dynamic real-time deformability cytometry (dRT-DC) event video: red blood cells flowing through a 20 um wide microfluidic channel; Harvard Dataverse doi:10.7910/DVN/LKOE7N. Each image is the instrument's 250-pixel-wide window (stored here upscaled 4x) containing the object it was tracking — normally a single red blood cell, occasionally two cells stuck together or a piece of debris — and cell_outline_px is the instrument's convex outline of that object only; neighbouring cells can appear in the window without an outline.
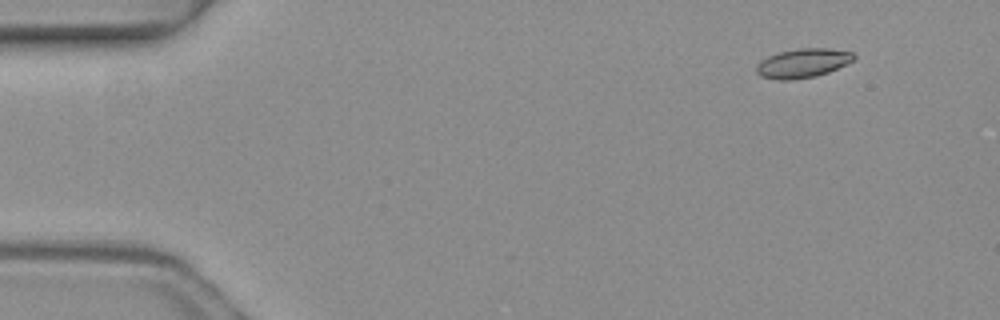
{"species": "common noctule bat (a hibernating species)", "species_latin": "Nyctalus noctula", "temperature_condition": "warm", "stored_images_in_passage": 3, "camera_frame_rate_fps": 3000, "um_per_image_px": 0.085, "animal": {"sex": "female", "body_mass_g": 19.3, "forearm_length_mm": 54.1}, "frame": {"image": 1, "passage_image": 2, "time_ms": 0.333, "image_size_px": [1000, 320], "cell_outline_px": [[856, 56], [852, 60], [828, 72], [816, 76], [788, 80], [780, 80], [760, 76], [756, 72], [756, 64], [760, 60], [768, 56], [780, 52], [800, 48], [828, 48], [852, 52]], "centroid_in_image_um": [68.19, 5.36], "position_along_channel_um": 16.8, "area_um2": 16.36}}